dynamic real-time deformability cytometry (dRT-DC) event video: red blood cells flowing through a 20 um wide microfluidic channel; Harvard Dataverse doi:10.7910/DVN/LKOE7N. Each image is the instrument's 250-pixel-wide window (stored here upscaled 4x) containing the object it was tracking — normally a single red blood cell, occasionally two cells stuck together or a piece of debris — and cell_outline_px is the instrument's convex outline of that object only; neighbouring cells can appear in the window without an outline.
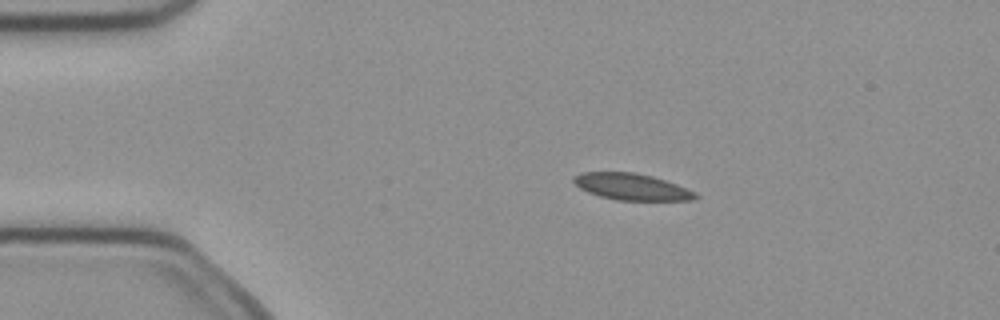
{"species": "common noctule bat (a hibernating species)", "species_latin": "Nyctalus noctula", "temperature_condition": "cold", "stored_images_in_passage": 4, "camera_frame_rate_fps": 3000, "um_per_image_px": 0.085, "animal": {"sex": "female", "body_mass_g": 21.9}, "frame": {"image": 1, "passage_image": 2, "time_ms": 0.333, "image_size_px": [1000, 320], "cell_outline_px": [[700, 196], [692, 200], [616, 200], [600, 196], [588, 192], [580, 188], [572, 180], [572, 176], [580, 172], [636, 172], [652, 176], [676, 184], [696, 192]], "centroid_in_image_um": [53.67, 15.87], "position_along_channel_um": 31.3, "area_um2": 18.84}}
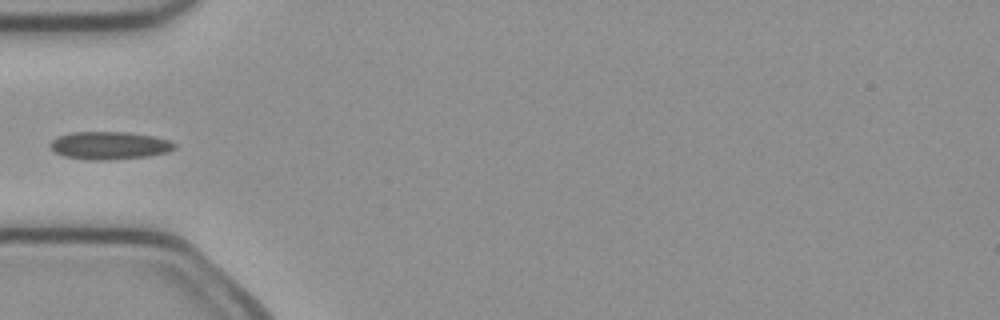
{"frame": {"image": 2, "passage_image": 4, "time_ms": 1.0, "image_size_px": [1000, 320], "cell_outline_px": [[176, 148], [168, 152], [148, 156], [108, 160], [88, 160], [64, 156], [56, 152], [48, 144], [52, 140], [60, 136], [72, 132], [124, 132], [152, 136], [168, 140], [176, 144]], "centroid_in_image_um": [9.31, 12.37], "position_along_channel_um": 75.7, "area_um2": 20.0}}